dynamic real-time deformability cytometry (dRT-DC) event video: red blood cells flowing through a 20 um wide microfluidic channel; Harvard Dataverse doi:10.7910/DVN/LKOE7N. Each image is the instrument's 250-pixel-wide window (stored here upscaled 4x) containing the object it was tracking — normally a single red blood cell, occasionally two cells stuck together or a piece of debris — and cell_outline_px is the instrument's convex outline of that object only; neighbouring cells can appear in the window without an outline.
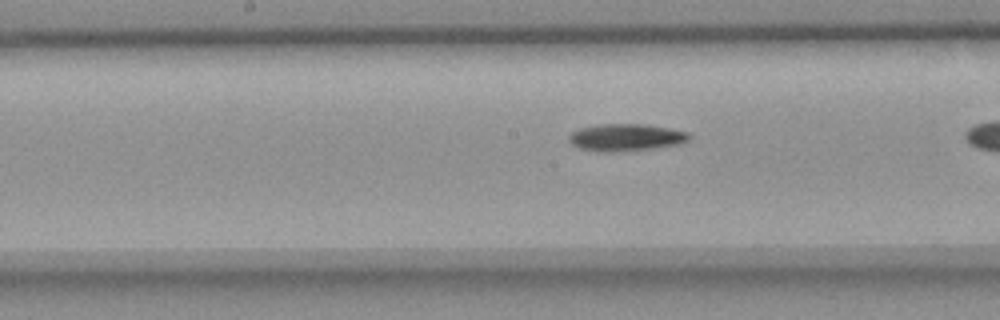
{"species": "common noctule bat (a hibernating species)", "species_latin": "Nyctalus noctula", "temperature_condition": "room temperature", "stored_images_in_passage": 38, "camera_frame_rate_fps": 3000, "um_per_image_px": 0.085, "animal": {"sex": "female", "body_mass_g": 18.4}, "frame": {"image": 1, "passage_image": 23, "time_ms": 7.333, "image_size_px": [1000, 320], "cell_outline_px": [[692, 136], [688, 140], [676, 144], [648, 148], [608, 152], [604, 152], [580, 148], [572, 144], [568, 140], [568, 136], [572, 132], [580, 128], [600, 124], [644, 124], [668, 128], [688, 132]], "centroid_in_image_um": [53.17, 11.66], "position_along_channel_um": 195.0, "area_um2": 18.61}}
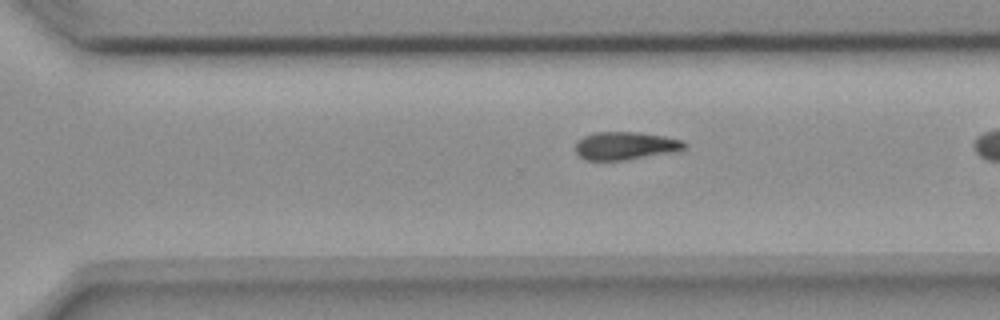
{"frame": {"image": 2, "passage_image": 33, "time_ms": 10.667, "image_size_px": [1000, 320], "cell_outline_px": [[688, 144], [684, 148], [668, 152], [624, 160], [584, 160], [576, 152], [576, 144], [584, 136], [596, 132], [640, 132], [664, 136], [684, 140]], "centroid_in_image_um": [53.15, 12.38], "position_along_channel_um": 317.5, "area_um2": 17.46}}
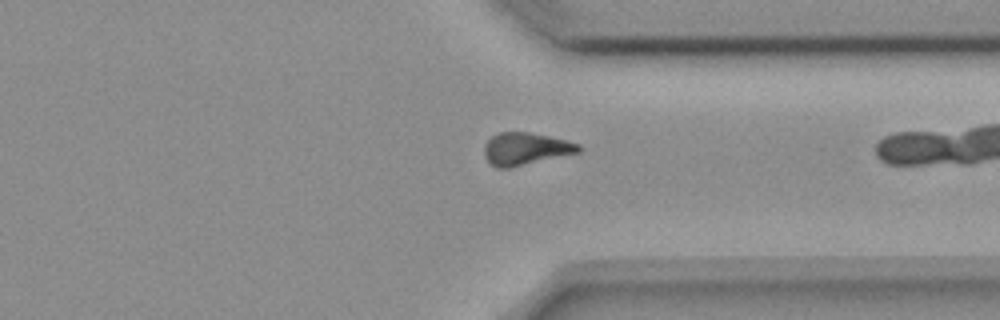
{"frame": {"image": 3, "passage_image": 37, "time_ms": 12.0, "image_size_px": [1000, 320], "cell_outline_px": [[580, 152], [508, 168], [496, 168], [484, 156], [484, 144], [492, 136], [500, 132], [528, 132], [548, 136], [580, 144]], "centroid_in_image_um": [44.65, 12.65], "position_along_channel_um": 366.8, "area_um2": 17.57}}